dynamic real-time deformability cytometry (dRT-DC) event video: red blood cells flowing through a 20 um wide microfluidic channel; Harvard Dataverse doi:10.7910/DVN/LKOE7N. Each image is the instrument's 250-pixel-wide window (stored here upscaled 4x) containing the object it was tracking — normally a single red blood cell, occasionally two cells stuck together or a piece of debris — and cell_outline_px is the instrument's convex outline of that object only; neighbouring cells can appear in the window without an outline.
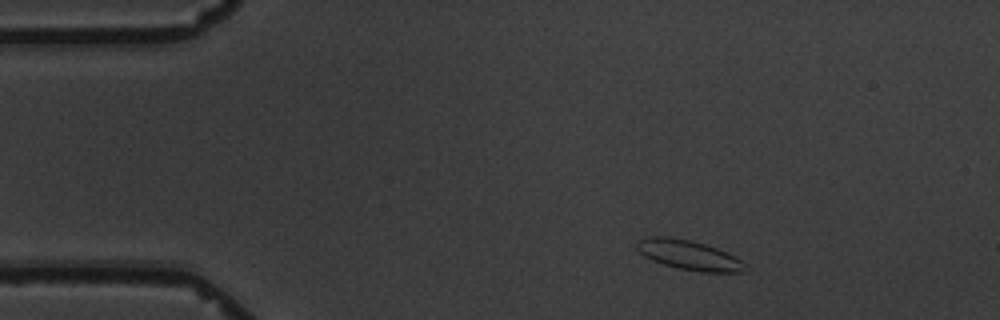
{"species": "common noctule bat (a hibernating species)", "species_latin": "Nyctalus noctula", "temperature_condition": "warm", "stored_images_in_passage": 4, "camera_frame_rate_fps": 3000, "um_per_image_px": 0.085, "animal": {"sex": "male", "body_mass_g": 19.5, "forearm_length_mm": 54.6}, "frame": {"image": 1, "passage_image": 1, "time_ms": 0.0, "image_size_px": [1000, 320], "cell_outline_px": [[748, 264], [744, 272], [700, 272], [676, 268], [652, 260], [644, 256], [636, 248], [636, 240], [648, 236], [668, 236], [688, 240], [704, 244], [716, 248], [736, 256]], "centroid_in_image_um": [58.56, 21.68], "position_along_channel_um": 26.4, "area_um2": 18.9}}
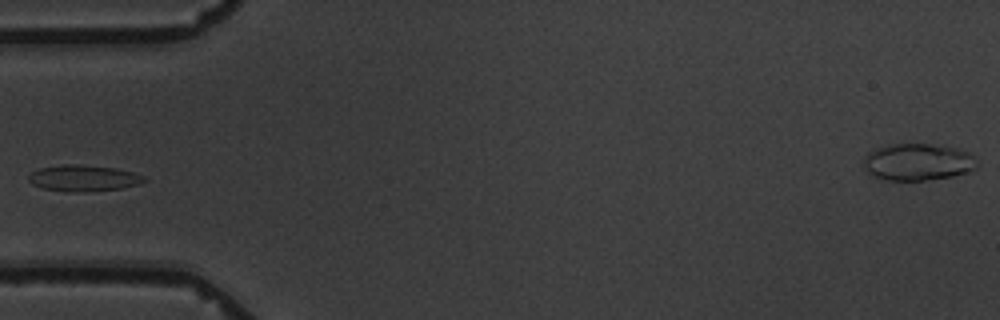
{"frame": {"image": 2, "passage_image": 4, "time_ms": 3.333, "image_size_px": [1000, 320], "cell_outline_px": [[148, 180], [140, 184], [120, 188], [84, 192], [68, 192], [44, 188], [32, 184], [28, 180], [28, 176], [32, 172], [40, 168], [64, 164], [76, 164], [116, 168], [132, 172], [144, 176]], "centroid_in_image_um": [7.11, 15.14], "position_along_channel_um": 77.9, "area_um2": 17.63}}